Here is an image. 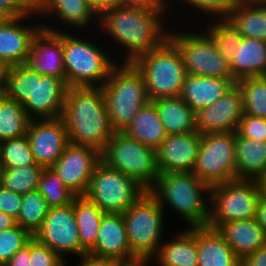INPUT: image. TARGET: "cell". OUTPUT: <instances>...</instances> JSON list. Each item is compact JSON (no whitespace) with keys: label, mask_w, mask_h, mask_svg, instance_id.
<instances>
[{"label":"cell","mask_w":266,"mask_h":266,"mask_svg":"<svg viewBox=\"0 0 266 266\" xmlns=\"http://www.w3.org/2000/svg\"><path fill=\"white\" fill-rule=\"evenodd\" d=\"M192 172L211 187L236 179V132L201 134Z\"/></svg>","instance_id":"cell-12"},{"label":"cell","mask_w":266,"mask_h":266,"mask_svg":"<svg viewBox=\"0 0 266 266\" xmlns=\"http://www.w3.org/2000/svg\"><path fill=\"white\" fill-rule=\"evenodd\" d=\"M201 143L198 131L167 135L156 149L159 174L192 172Z\"/></svg>","instance_id":"cell-19"},{"label":"cell","mask_w":266,"mask_h":266,"mask_svg":"<svg viewBox=\"0 0 266 266\" xmlns=\"http://www.w3.org/2000/svg\"><path fill=\"white\" fill-rule=\"evenodd\" d=\"M112 128L123 131L151 100L145 80L133 63H117L102 86Z\"/></svg>","instance_id":"cell-5"},{"label":"cell","mask_w":266,"mask_h":266,"mask_svg":"<svg viewBox=\"0 0 266 266\" xmlns=\"http://www.w3.org/2000/svg\"><path fill=\"white\" fill-rule=\"evenodd\" d=\"M100 160L97 149L69 143L51 168L74 195L80 196L87 193L94 167Z\"/></svg>","instance_id":"cell-16"},{"label":"cell","mask_w":266,"mask_h":266,"mask_svg":"<svg viewBox=\"0 0 266 266\" xmlns=\"http://www.w3.org/2000/svg\"><path fill=\"white\" fill-rule=\"evenodd\" d=\"M147 191L137 180L100 160L85 196L104 213H123Z\"/></svg>","instance_id":"cell-11"},{"label":"cell","mask_w":266,"mask_h":266,"mask_svg":"<svg viewBox=\"0 0 266 266\" xmlns=\"http://www.w3.org/2000/svg\"><path fill=\"white\" fill-rule=\"evenodd\" d=\"M237 132L242 137L266 142V118L243 114Z\"/></svg>","instance_id":"cell-43"},{"label":"cell","mask_w":266,"mask_h":266,"mask_svg":"<svg viewBox=\"0 0 266 266\" xmlns=\"http://www.w3.org/2000/svg\"><path fill=\"white\" fill-rule=\"evenodd\" d=\"M211 21L204 31L211 37L223 58L231 63L236 47L243 37L227 19Z\"/></svg>","instance_id":"cell-37"},{"label":"cell","mask_w":266,"mask_h":266,"mask_svg":"<svg viewBox=\"0 0 266 266\" xmlns=\"http://www.w3.org/2000/svg\"><path fill=\"white\" fill-rule=\"evenodd\" d=\"M133 65L143 75L151 101L180 96L187 72L178 47L168 37L158 47L140 55Z\"/></svg>","instance_id":"cell-7"},{"label":"cell","mask_w":266,"mask_h":266,"mask_svg":"<svg viewBox=\"0 0 266 266\" xmlns=\"http://www.w3.org/2000/svg\"><path fill=\"white\" fill-rule=\"evenodd\" d=\"M80 257V261L77 266H119L120 264L106 258L96 257L90 254H84L78 256ZM69 262L64 260V266H67Z\"/></svg>","instance_id":"cell-47"},{"label":"cell","mask_w":266,"mask_h":266,"mask_svg":"<svg viewBox=\"0 0 266 266\" xmlns=\"http://www.w3.org/2000/svg\"><path fill=\"white\" fill-rule=\"evenodd\" d=\"M99 16L107 9L116 7V0H85Z\"/></svg>","instance_id":"cell-50"},{"label":"cell","mask_w":266,"mask_h":266,"mask_svg":"<svg viewBox=\"0 0 266 266\" xmlns=\"http://www.w3.org/2000/svg\"><path fill=\"white\" fill-rule=\"evenodd\" d=\"M32 40L25 65L40 75L55 76L66 83L63 60V29L43 23Z\"/></svg>","instance_id":"cell-17"},{"label":"cell","mask_w":266,"mask_h":266,"mask_svg":"<svg viewBox=\"0 0 266 266\" xmlns=\"http://www.w3.org/2000/svg\"><path fill=\"white\" fill-rule=\"evenodd\" d=\"M17 225L16 219L0 211V231L13 228Z\"/></svg>","instance_id":"cell-52"},{"label":"cell","mask_w":266,"mask_h":266,"mask_svg":"<svg viewBox=\"0 0 266 266\" xmlns=\"http://www.w3.org/2000/svg\"><path fill=\"white\" fill-rule=\"evenodd\" d=\"M35 10L38 16H44L45 19L46 16L47 19L55 16L53 21H62L60 24H66L69 28L75 27L79 29L78 32L80 28L84 31V28H88L93 20L95 23L99 17L85 0H36Z\"/></svg>","instance_id":"cell-22"},{"label":"cell","mask_w":266,"mask_h":266,"mask_svg":"<svg viewBox=\"0 0 266 266\" xmlns=\"http://www.w3.org/2000/svg\"><path fill=\"white\" fill-rule=\"evenodd\" d=\"M230 70L235 82L266 76V41L243 37L233 54Z\"/></svg>","instance_id":"cell-26"},{"label":"cell","mask_w":266,"mask_h":266,"mask_svg":"<svg viewBox=\"0 0 266 266\" xmlns=\"http://www.w3.org/2000/svg\"><path fill=\"white\" fill-rule=\"evenodd\" d=\"M187 6L193 7L192 10H197V12L201 13V17H213L214 20H223L227 19L233 10L237 7L238 3L241 0H179ZM170 2H174V0H166L167 9L172 5ZM169 3V4H168Z\"/></svg>","instance_id":"cell-40"},{"label":"cell","mask_w":266,"mask_h":266,"mask_svg":"<svg viewBox=\"0 0 266 266\" xmlns=\"http://www.w3.org/2000/svg\"><path fill=\"white\" fill-rule=\"evenodd\" d=\"M11 17L0 8V26L4 25Z\"/></svg>","instance_id":"cell-53"},{"label":"cell","mask_w":266,"mask_h":266,"mask_svg":"<svg viewBox=\"0 0 266 266\" xmlns=\"http://www.w3.org/2000/svg\"><path fill=\"white\" fill-rule=\"evenodd\" d=\"M101 160L137 180L147 190L159 176L156 150L132 139L123 131H114L101 152Z\"/></svg>","instance_id":"cell-10"},{"label":"cell","mask_w":266,"mask_h":266,"mask_svg":"<svg viewBox=\"0 0 266 266\" xmlns=\"http://www.w3.org/2000/svg\"><path fill=\"white\" fill-rule=\"evenodd\" d=\"M88 254L110 259L119 264H132L140 261L130 250L122 213L103 215L97 241Z\"/></svg>","instance_id":"cell-21"},{"label":"cell","mask_w":266,"mask_h":266,"mask_svg":"<svg viewBox=\"0 0 266 266\" xmlns=\"http://www.w3.org/2000/svg\"><path fill=\"white\" fill-rule=\"evenodd\" d=\"M26 136L36 164L52 167L69 144L62 117L31 119Z\"/></svg>","instance_id":"cell-15"},{"label":"cell","mask_w":266,"mask_h":266,"mask_svg":"<svg viewBox=\"0 0 266 266\" xmlns=\"http://www.w3.org/2000/svg\"><path fill=\"white\" fill-rule=\"evenodd\" d=\"M256 220L266 233V192H263L260 197Z\"/></svg>","instance_id":"cell-51"},{"label":"cell","mask_w":266,"mask_h":266,"mask_svg":"<svg viewBox=\"0 0 266 266\" xmlns=\"http://www.w3.org/2000/svg\"><path fill=\"white\" fill-rule=\"evenodd\" d=\"M123 132L132 139L155 150L167 137L155 104L152 101L138 111L129 125L123 129Z\"/></svg>","instance_id":"cell-30"},{"label":"cell","mask_w":266,"mask_h":266,"mask_svg":"<svg viewBox=\"0 0 266 266\" xmlns=\"http://www.w3.org/2000/svg\"><path fill=\"white\" fill-rule=\"evenodd\" d=\"M241 266H266V244L241 260Z\"/></svg>","instance_id":"cell-48"},{"label":"cell","mask_w":266,"mask_h":266,"mask_svg":"<svg viewBox=\"0 0 266 266\" xmlns=\"http://www.w3.org/2000/svg\"><path fill=\"white\" fill-rule=\"evenodd\" d=\"M164 211L147 191L122 213L130 250L140 261H150L163 242Z\"/></svg>","instance_id":"cell-8"},{"label":"cell","mask_w":266,"mask_h":266,"mask_svg":"<svg viewBox=\"0 0 266 266\" xmlns=\"http://www.w3.org/2000/svg\"><path fill=\"white\" fill-rule=\"evenodd\" d=\"M148 191L164 210L167 206L175 210L176 214L186 221L188 228L207 227L211 186L193 172L159 174Z\"/></svg>","instance_id":"cell-4"},{"label":"cell","mask_w":266,"mask_h":266,"mask_svg":"<svg viewBox=\"0 0 266 266\" xmlns=\"http://www.w3.org/2000/svg\"><path fill=\"white\" fill-rule=\"evenodd\" d=\"M264 192L262 181L234 179L211 187L210 217L207 227L235 220L254 219Z\"/></svg>","instance_id":"cell-9"},{"label":"cell","mask_w":266,"mask_h":266,"mask_svg":"<svg viewBox=\"0 0 266 266\" xmlns=\"http://www.w3.org/2000/svg\"><path fill=\"white\" fill-rule=\"evenodd\" d=\"M167 135L196 132L195 111L180 97L152 100Z\"/></svg>","instance_id":"cell-29"},{"label":"cell","mask_w":266,"mask_h":266,"mask_svg":"<svg viewBox=\"0 0 266 266\" xmlns=\"http://www.w3.org/2000/svg\"><path fill=\"white\" fill-rule=\"evenodd\" d=\"M166 13L170 14L166 2L159 9L116 6L102 12L96 23L117 46L120 45L124 53H120L123 60L119 63H133L168 37Z\"/></svg>","instance_id":"cell-1"},{"label":"cell","mask_w":266,"mask_h":266,"mask_svg":"<svg viewBox=\"0 0 266 266\" xmlns=\"http://www.w3.org/2000/svg\"><path fill=\"white\" fill-rule=\"evenodd\" d=\"M30 266H64V260L34 238L30 241Z\"/></svg>","instance_id":"cell-42"},{"label":"cell","mask_w":266,"mask_h":266,"mask_svg":"<svg viewBox=\"0 0 266 266\" xmlns=\"http://www.w3.org/2000/svg\"><path fill=\"white\" fill-rule=\"evenodd\" d=\"M44 170L39 164L23 168L0 169V186L19 194H26L37 189Z\"/></svg>","instance_id":"cell-35"},{"label":"cell","mask_w":266,"mask_h":266,"mask_svg":"<svg viewBox=\"0 0 266 266\" xmlns=\"http://www.w3.org/2000/svg\"><path fill=\"white\" fill-rule=\"evenodd\" d=\"M266 177V142L242 137L236 131V179Z\"/></svg>","instance_id":"cell-28"},{"label":"cell","mask_w":266,"mask_h":266,"mask_svg":"<svg viewBox=\"0 0 266 266\" xmlns=\"http://www.w3.org/2000/svg\"><path fill=\"white\" fill-rule=\"evenodd\" d=\"M22 194L0 186V211L17 219L22 205Z\"/></svg>","instance_id":"cell-45"},{"label":"cell","mask_w":266,"mask_h":266,"mask_svg":"<svg viewBox=\"0 0 266 266\" xmlns=\"http://www.w3.org/2000/svg\"><path fill=\"white\" fill-rule=\"evenodd\" d=\"M227 20L242 37L266 41V1L241 0Z\"/></svg>","instance_id":"cell-31"},{"label":"cell","mask_w":266,"mask_h":266,"mask_svg":"<svg viewBox=\"0 0 266 266\" xmlns=\"http://www.w3.org/2000/svg\"><path fill=\"white\" fill-rule=\"evenodd\" d=\"M243 115V94L237 83L212 105L195 112L196 130L201 133L236 132Z\"/></svg>","instance_id":"cell-18"},{"label":"cell","mask_w":266,"mask_h":266,"mask_svg":"<svg viewBox=\"0 0 266 266\" xmlns=\"http://www.w3.org/2000/svg\"><path fill=\"white\" fill-rule=\"evenodd\" d=\"M62 118L69 143L100 153L113 136L102 87H68Z\"/></svg>","instance_id":"cell-2"},{"label":"cell","mask_w":266,"mask_h":266,"mask_svg":"<svg viewBox=\"0 0 266 266\" xmlns=\"http://www.w3.org/2000/svg\"><path fill=\"white\" fill-rule=\"evenodd\" d=\"M33 236L18 224L0 231V266H3L17 251L27 245Z\"/></svg>","instance_id":"cell-41"},{"label":"cell","mask_w":266,"mask_h":266,"mask_svg":"<svg viewBox=\"0 0 266 266\" xmlns=\"http://www.w3.org/2000/svg\"><path fill=\"white\" fill-rule=\"evenodd\" d=\"M4 70L5 68L0 64V93H3Z\"/></svg>","instance_id":"cell-55"},{"label":"cell","mask_w":266,"mask_h":266,"mask_svg":"<svg viewBox=\"0 0 266 266\" xmlns=\"http://www.w3.org/2000/svg\"><path fill=\"white\" fill-rule=\"evenodd\" d=\"M67 88L62 79L40 75L25 64L4 70L3 94L22 104L30 119L62 117Z\"/></svg>","instance_id":"cell-3"},{"label":"cell","mask_w":266,"mask_h":266,"mask_svg":"<svg viewBox=\"0 0 266 266\" xmlns=\"http://www.w3.org/2000/svg\"><path fill=\"white\" fill-rule=\"evenodd\" d=\"M166 0H116L117 7L159 9Z\"/></svg>","instance_id":"cell-46"},{"label":"cell","mask_w":266,"mask_h":266,"mask_svg":"<svg viewBox=\"0 0 266 266\" xmlns=\"http://www.w3.org/2000/svg\"><path fill=\"white\" fill-rule=\"evenodd\" d=\"M233 78H213L187 74L180 97L195 112L217 102L232 85Z\"/></svg>","instance_id":"cell-24"},{"label":"cell","mask_w":266,"mask_h":266,"mask_svg":"<svg viewBox=\"0 0 266 266\" xmlns=\"http://www.w3.org/2000/svg\"><path fill=\"white\" fill-rule=\"evenodd\" d=\"M63 30V60L67 87H102L119 63L102 45Z\"/></svg>","instance_id":"cell-6"},{"label":"cell","mask_w":266,"mask_h":266,"mask_svg":"<svg viewBox=\"0 0 266 266\" xmlns=\"http://www.w3.org/2000/svg\"><path fill=\"white\" fill-rule=\"evenodd\" d=\"M186 229L175 232L173 240L162 242L149 262L153 260L157 266H198L196 227Z\"/></svg>","instance_id":"cell-25"},{"label":"cell","mask_w":266,"mask_h":266,"mask_svg":"<svg viewBox=\"0 0 266 266\" xmlns=\"http://www.w3.org/2000/svg\"><path fill=\"white\" fill-rule=\"evenodd\" d=\"M73 208L81 248L88 254L95 246L99 226L105 213L85 195L73 198Z\"/></svg>","instance_id":"cell-32"},{"label":"cell","mask_w":266,"mask_h":266,"mask_svg":"<svg viewBox=\"0 0 266 266\" xmlns=\"http://www.w3.org/2000/svg\"><path fill=\"white\" fill-rule=\"evenodd\" d=\"M45 199L48 206L64 207L72 203L74 195L50 167L44 168L36 189Z\"/></svg>","instance_id":"cell-38"},{"label":"cell","mask_w":266,"mask_h":266,"mask_svg":"<svg viewBox=\"0 0 266 266\" xmlns=\"http://www.w3.org/2000/svg\"><path fill=\"white\" fill-rule=\"evenodd\" d=\"M30 242L17 251L3 266H30Z\"/></svg>","instance_id":"cell-49"},{"label":"cell","mask_w":266,"mask_h":266,"mask_svg":"<svg viewBox=\"0 0 266 266\" xmlns=\"http://www.w3.org/2000/svg\"><path fill=\"white\" fill-rule=\"evenodd\" d=\"M30 121L22 104L0 93V142L26 135Z\"/></svg>","instance_id":"cell-33"},{"label":"cell","mask_w":266,"mask_h":266,"mask_svg":"<svg viewBox=\"0 0 266 266\" xmlns=\"http://www.w3.org/2000/svg\"><path fill=\"white\" fill-rule=\"evenodd\" d=\"M35 15L37 16L36 10L29 16L10 18L0 26V64L4 68L25 64L32 40L42 28V24L38 22L28 26L23 21L32 17L34 19Z\"/></svg>","instance_id":"cell-20"},{"label":"cell","mask_w":266,"mask_h":266,"mask_svg":"<svg viewBox=\"0 0 266 266\" xmlns=\"http://www.w3.org/2000/svg\"><path fill=\"white\" fill-rule=\"evenodd\" d=\"M1 169L23 168L34 165L32 150L26 135L0 142Z\"/></svg>","instance_id":"cell-39"},{"label":"cell","mask_w":266,"mask_h":266,"mask_svg":"<svg viewBox=\"0 0 266 266\" xmlns=\"http://www.w3.org/2000/svg\"><path fill=\"white\" fill-rule=\"evenodd\" d=\"M0 8L11 18L29 16L35 11V0H0Z\"/></svg>","instance_id":"cell-44"},{"label":"cell","mask_w":266,"mask_h":266,"mask_svg":"<svg viewBox=\"0 0 266 266\" xmlns=\"http://www.w3.org/2000/svg\"><path fill=\"white\" fill-rule=\"evenodd\" d=\"M33 238L55 251L63 260L67 254L75 257L87 254L81 248L73 200L64 207H51Z\"/></svg>","instance_id":"cell-14"},{"label":"cell","mask_w":266,"mask_h":266,"mask_svg":"<svg viewBox=\"0 0 266 266\" xmlns=\"http://www.w3.org/2000/svg\"><path fill=\"white\" fill-rule=\"evenodd\" d=\"M198 266H241V260L218 234L209 227H196Z\"/></svg>","instance_id":"cell-27"},{"label":"cell","mask_w":266,"mask_h":266,"mask_svg":"<svg viewBox=\"0 0 266 266\" xmlns=\"http://www.w3.org/2000/svg\"><path fill=\"white\" fill-rule=\"evenodd\" d=\"M189 32L179 33L175 29L168 32V38L178 47L182 55L187 74L232 78L230 63L218 52L211 37L205 31Z\"/></svg>","instance_id":"cell-13"},{"label":"cell","mask_w":266,"mask_h":266,"mask_svg":"<svg viewBox=\"0 0 266 266\" xmlns=\"http://www.w3.org/2000/svg\"><path fill=\"white\" fill-rule=\"evenodd\" d=\"M264 192H266V177L262 180Z\"/></svg>","instance_id":"cell-56"},{"label":"cell","mask_w":266,"mask_h":266,"mask_svg":"<svg viewBox=\"0 0 266 266\" xmlns=\"http://www.w3.org/2000/svg\"><path fill=\"white\" fill-rule=\"evenodd\" d=\"M236 83L243 94V114L266 118V76L243 78Z\"/></svg>","instance_id":"cell-36"},{"label":"cell","mask_w":266,"mask_h":266,"mask_svg":"<svg viewBox=\"0 0 266 266\" xmlns=\"http://www.w3.org/2000/svg\"><path fill=\"white\" fill-rule=\"evenodd\" d=\"M22 199L16 222L34 236L41 227L50 207L37 190L22 194Z\"/></svg>","instance_id":"cell-34"},{"label":"cell","mask_w":266,"mask_h":266,"mask_svg":"<svg viewBox=\"0 0 266 266\" xmlns=\"http://www.w3.org/2000/svg\"><path fill=\"white\" fill-rule=\"evenodd\" d=\"M215 230L240 260L266 244V233L256 218L220 224Z\"/></svg>","instance_id":"cell-23"},{"label":"cell","mask_w":266,"mask_h":266,"mask_svg":"<svg viewBox=\"0 0 266 266\" xmlns=\"http://www.w3.org/2000/svg\"><path fill=\"white\" fill-rule=\"evenodd\" d=\"M151 263L149 261H138L132 264H120L119 266H150Z\"/></svg>","instance_id":"cell-54"}]
</instances>
